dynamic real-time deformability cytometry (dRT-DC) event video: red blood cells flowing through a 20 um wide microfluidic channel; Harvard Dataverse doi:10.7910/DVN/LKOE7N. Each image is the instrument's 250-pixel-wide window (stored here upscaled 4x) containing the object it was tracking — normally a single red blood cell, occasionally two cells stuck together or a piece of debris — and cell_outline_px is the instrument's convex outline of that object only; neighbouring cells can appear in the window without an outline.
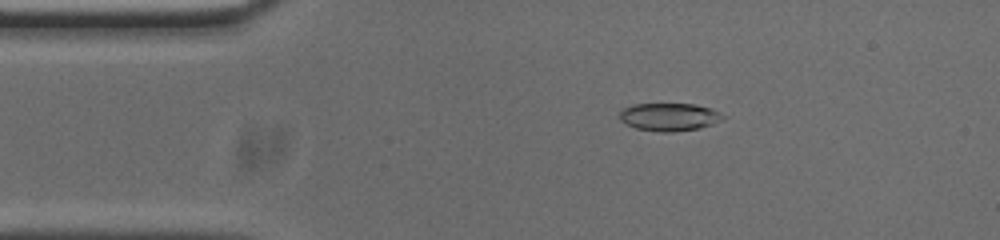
{"species": "common noctule bat (a hibernating species)", "species_latin": "Nyctalus noctula", "temperature_condition": "cold", "stored_images_in_passage": 54, "camera_frame_rate_fps": 3000, "um_per_image_px": 0.085, "animal": {"sex": "male", "body_mass_g": 20.0, "forearm_length_mm": 53.3}, "frame": {"image": 1, "passage_image": 9, "time_ms": 2.667, "image_size_px": [1000, 240], "cell_outline_px": [[728, 116], [724, 120], [700, 128], [676, 132], [660, 132], [636, 128], [620, 120], [620, 112], [624, 108], [632, 104], [696, 104], [712, 108]], "centroid_in_image_um": [56.96, 9.94], "position_along_channel_um": 28.0, "area_um2": 16.99}}
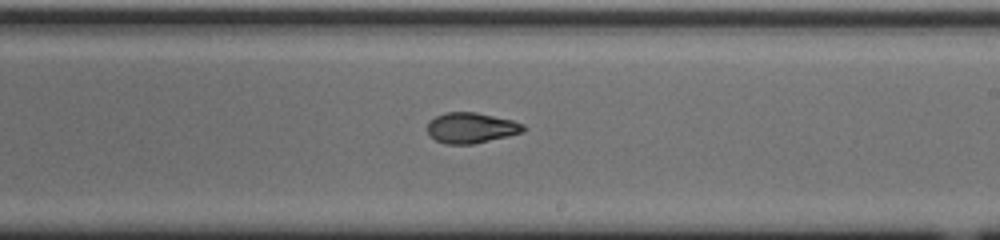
{"frame": {"image": 2, "passage_image": 30, "time_ms": 9.667, "image_size_px": [1000, 240], "cell_outline_px": [[528, 128], [524, 132], [508, 136], [472, 144], [444, 144], [436, 140], [428, 132], [428, 124], [436, 116], [448, 112], [476, 112], [512, 120], [524, 124]], "centroid_in_image_um": [40.1, 10.87], "position_along_channel_um": 248.9, "area_um2": 16.99}}
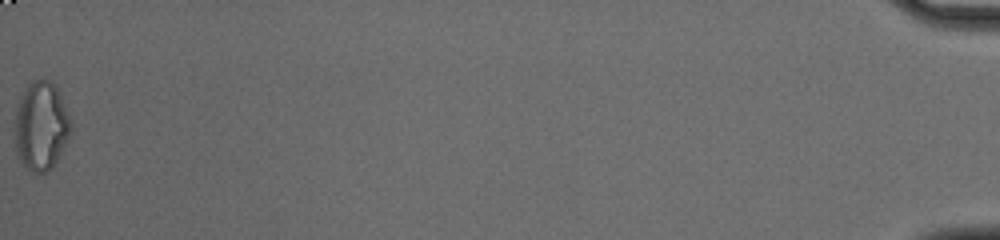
{"frame": {"image": 3, "passage_image": 54, "time_ms": 17.667, "image_size_px": [1000, 240], "cell_outline_px": [[72, 128], [68, 140], [52, 168], [44, 176], [32, 172], [20, 160], [16, 152], [12, 136], [16, 108], [20, 96], [28, 84], [32, 80], [44, 76], [56, 84], [68, 112], [72, 124]], "centroid_in_image_um": [3.47, 10.69], "position_along_channel_um": 431.7, "area_um2": 30.11}, "authors_computed_cell_mechanics": {"area_um2": 17.629, "velocity_mm_per_s": 3.7066, "shape_relaxation_time_tau1_ms": 7.2325, "shape_relaxation_time_tau2_ms": 2.2627, "deformation_change_tau1": 0.1603, "deformation_change_tau2": 0.0712}}